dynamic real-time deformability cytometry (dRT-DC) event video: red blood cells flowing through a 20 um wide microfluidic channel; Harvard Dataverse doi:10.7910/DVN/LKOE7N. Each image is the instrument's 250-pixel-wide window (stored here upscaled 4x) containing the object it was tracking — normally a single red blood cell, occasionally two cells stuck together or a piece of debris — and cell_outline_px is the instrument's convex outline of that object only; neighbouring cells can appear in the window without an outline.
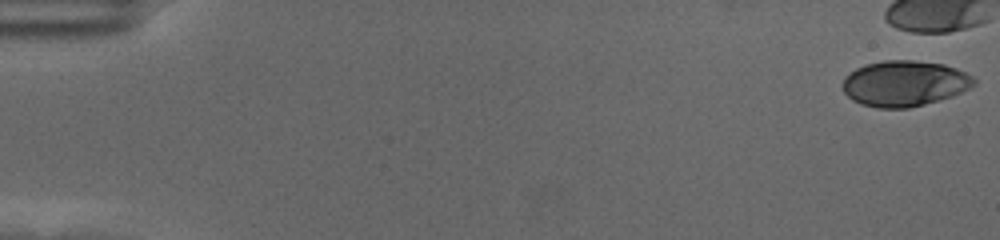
{"species": "human", "species_latin": "Homo sapiens", "temperature_condition": "cold", "stored_images_in_passage": 12, "camera_frame_rate_fps": 3000, "um_per_image_px": 0.085, "donor": {"sex": "female"}, "frame": {"image": 1, "passage_image": 1, "time_ms": 0.0, "image_size_px": [1000, 240], "cell_outline_px": [[976, 84], [952, 96], [940, 100], [908, 108], [876, 108], [860, 104], [852, 100], [844, 92], [840, 84], [844, 76], [856, 68], [864, 64], [884, 60], [916, 60], [944, 64], [956, 68], [972, 76], [976, 80]], "centroid_in_image_um": [76.84, 7.09], "position_along_channel_um": 8.2, "area_um2": 35.32}}